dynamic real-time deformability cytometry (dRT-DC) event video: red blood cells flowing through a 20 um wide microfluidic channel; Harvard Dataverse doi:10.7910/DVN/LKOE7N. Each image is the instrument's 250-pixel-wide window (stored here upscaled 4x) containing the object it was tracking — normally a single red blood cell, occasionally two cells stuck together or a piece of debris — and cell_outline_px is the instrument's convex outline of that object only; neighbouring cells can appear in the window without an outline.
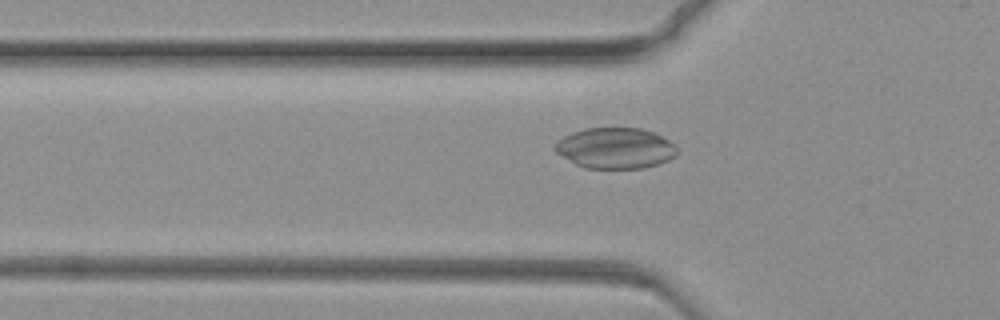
{"species": "common noctule bat (a hibernating species)", "species_latin": "Nyctalus noctula", "temperature_condition": "warm", "stored_images_in_passage": 45, "camera_frame_rate_fps": 3000, "um_per_image_px": 0.085, "animal": {"sex": "female", "body_mass_g": 19.3, "forearm_length_mm": 54.1}, "frame": {"image": 1, "passage_image": 4, "time_ms": 1.0, "image_size_px": [1000, 320], "cell_outline_px": [[676, 156], [660, 164], [644, 168], [584, 168], [576, 164], [556, 152], [552, 148], [564, 136], [572, 132], [584, 128], [644, 128], [676, 144]], "centroid_in_image_um": [52.32, 12.59], "position_along_channel_um": 73.5, "area_um2": 29.02}}
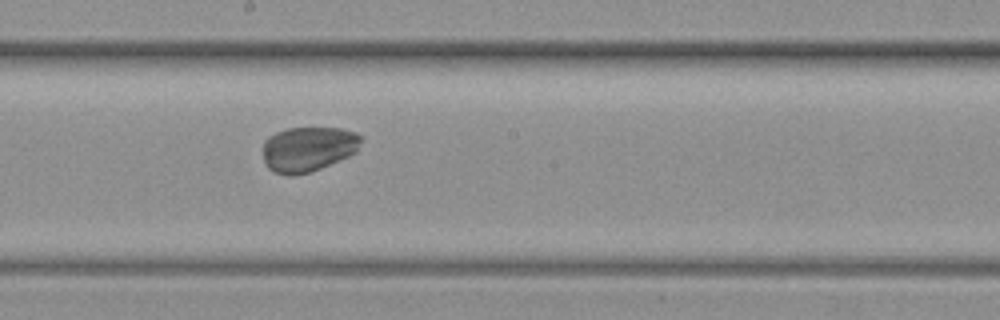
{"frame": {"image": 2, "passage_image": 21, "time_ms": 6.667, "image_size_px": [1000, 320], "cell_outline_px": [[360, 140], [356, 152], [348, 156], [320, 168], [308, 172], [272, 172], [264, 164], [264, 140], [268, 136], [276, 132], [288, 128], [340, 128], [356, 132], [360, 136]], "centroid_in_image_um": [26.18, 12.62], "position_along_channel_um": 222.0, "area_um2": 25.09}}
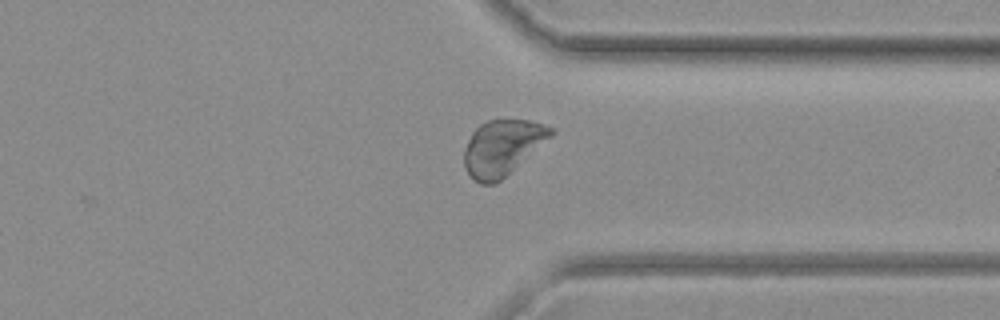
{"frame": {"image": 3, "passage_image": 38, "time_ms": 12.333, "image_size_px": [1000, 320], "cell_outline_px": [[556, 132], [552, 136], [500, 180], [492, 184], [480, 184], [468, 172], [464, 164], [464, 148], [472, 132], [480, 124], [488, 120], [528, 120], [544, 124], [556, 128]], "centroid_in_image_um": [42.71, 12.52], "position_along_channel_um": 368.7, "area_um2": 27.74}}